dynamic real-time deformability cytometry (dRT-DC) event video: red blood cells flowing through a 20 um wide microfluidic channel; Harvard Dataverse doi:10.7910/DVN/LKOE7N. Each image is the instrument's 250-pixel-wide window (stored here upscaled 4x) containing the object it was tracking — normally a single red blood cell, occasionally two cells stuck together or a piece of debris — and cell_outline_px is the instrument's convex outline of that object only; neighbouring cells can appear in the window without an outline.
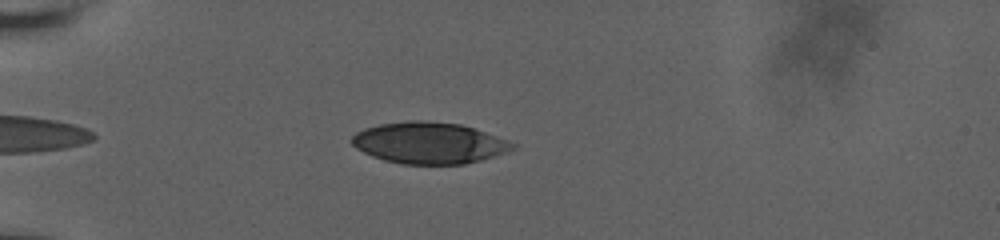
{"species": "human", "species_latin": "Homo sapiens", "temperature_condition": "room temperature", "stored_images_in_passage": 42, "camera_frame_rate_fps": 3000, "um_per_image_px": 0.085, "donor": {"sex": "male"}, "frame": {"image": 1, "passage_image": 6, "time_ms": 1.667, "image_size_px": [1000, 240], "cell_outline_px": [[516, 148], [480, 160], [464, 164], [400, 164], [384, 160], [372, 156], [356, 148], [352, 144], [352, 136], [356, 132], [364, 128], [380, 124], [408, 120], [424, 120], [460, 124], [508, 140], [516, 144]], "centroid_in_image_um": [36.44, 12.15], "position_along_channel_um": 48.6, "area_um2": 38.61}}
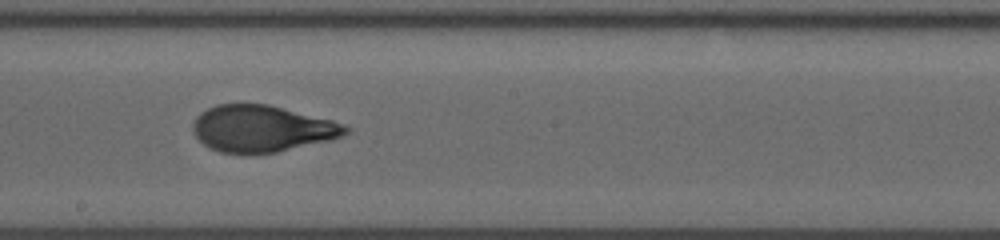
{"frame": {"image": 2, "passage_image": 23, "time_ms": 7.333, "image_size_px": [1000, 240], "cell_outline_px": [[352, 128], [344, 136], [332, 140], [276, 152], [220, 152], [208, 148], [196, 136], [192, 128], [192, 124], [196, 116], [200, 112], [216, 104], [268, 104], [332, 120], [344, 124]], "centroid_in_image_um": [22.28, 10.92], "position_along_channel_um": 225.9, "area_um2": 41.33}}
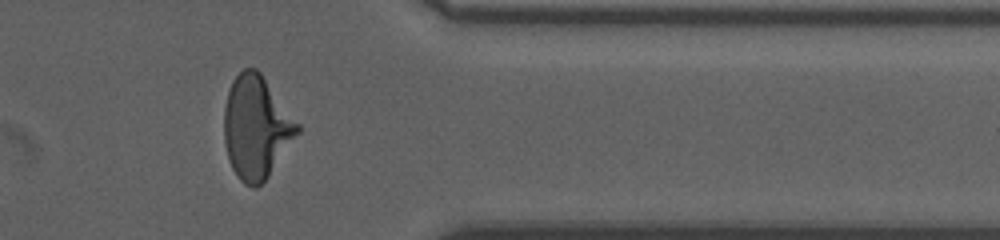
{"frame": {"image": 3, "passage_image": 37, "time_ms": 12.0, "image_size_px": [1000, 240], "cell_outline_px": [[300, 132], [268, 176], [256, 188], [252, 188], [244, 184], [236, 176], [228, 160], [224, 140], [224, 108], [228, 92], [232, 80], [244, 68], [256, 68], [260, 72], [300, 124]], "centroid_in_image_um": [21.78, 10.83], "position_along_channel_um": 389.6, "area_um2": 43.99}, "authors_computed_cell_mechanics": {"area_um2": 41.5293, "velocity_mm_per_s": 3.7104, "shape_relaxation_time_tau1_ms": 5.5459, "shape_relaxation_time_tau2_ms": 0.7317, "deformation_change_tau1": 0.2094, "deformation_change_tau2": 0.0604}}